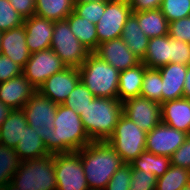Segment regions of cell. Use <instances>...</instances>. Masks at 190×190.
<instances>
[{"mask_svg":"<svg viewBox=\"0 0 190 190\" xmlns=\"http://www.w3.org/2000/svg\"><path fill=\"white\" fill-rule=\"evenodd\" d=\"M92 1H96V2H108L110 0H73L74 4L86 3V2H92Z\"/></svg>","mask_w":190,"mask_h":190,"instance_id":"cell-48","label":"cell"},{"mask_svg":"<svg viewBox=\"0 0 190 190\" xmlns=\"http://www.w3.org/2000/svg\"><path fill=\"white\" fill-rule=\"evenodd\" d=\"M12 110L0 101V126Z\"/></svg>","mask_w":190,"mask_h":190,"instance_id":"cell-46","label":"cell"},{"mask_svg":"<svg viewBox=\"0 0 190 190\" xmlns=\"http://www.w3.org/2000/svg\"><path fill=\"white\" fill-rule=\"evenodd\" d=\"M2 34H3V32H0V52H1V40H2Z\"/></svg>","mask_w":190,"mask_h":190,"instance_id":"cell-50","label":"cell"},{"mask_svg":"<svg viewBox=\"0 0 190 190\" xmlns=\"http://www.w3.org/2000/svg\"><path fill=\"white\" fill-rule=\"evenodd\" d=\"M23 73V68L0 53V83Z\"/></svg>","mask_w":190,"mask_h":190,"instance_id":"cell-41","label":"cell"},{"mask_svg":"<svg viewBox=\"0 0 190 190\" xmlns=\"http://www.w3.org/2000/svg\"><path fill=\"white\" fill-rule=\"evenodd\" d=\"M57 103L36 91L22 108L28 125L36 130L46 147V132L53 127L57 112Z\"/></svg>","mask_w":190,"mask_h":190,"instance_id":"cell-10","label":"cell"},{"mask_svg":"<svg viewBox=\"0 0 190 190\" xmlns=\"http://www.w3.org/2000/svg\"><path fill=\"white\" fill-rule=\"evenodd\" d=\"M11 182L19 190H56L54 154L22 161Z\"/></svg>","mask_w":190,"mask_h":190,"instance_id":"cell-5","label":"cell"},{"mask_svg":"<svg viewBox=\"0 0 190 190\" xmlns=\"http://www.w3.org/2000/svg\"><path fill=\"white\" fill-rule=\"evenodd\" d=\"M27 125L23 110H12L0 126V143L15 149Z\"/></svg>","mask_w":190,"mask_h":190,"instance_id":"cell-22","label":"cell"},{"mask_svg":"<svg viewBox=\"0 0 190 190\" xmlns=\"http://www.w3.org/2000/svg\"><path fill=\"white\" fill-rule=\"evenodd\" d=\"M141 62L153 69H159L171 63V37L164 35L150 38L146 54Z\"/></svg>","mask_w":190,"mask_h":190,"instance_id":"cell-23","label":"cell"},{"mask_svg":"<svg viewBox=\"0 0 190 190\" xmlns=\"http://www.w3.org/2000/svg\"><path fill=\"white\" fill-rule=\"evenodd\" d=\"M162 123L190 135V99L180 98L161 104Z\"/></svg>","mask_w":190,"mask_h":190,"instance_id":"cell-20","label":"cell"},{"mask_svg":"<svg viewBox=\"0 0 190 190\" xmlns=\"http://www.w3.org/2000/svg\"><path fill=\"white\" fill-rule=\"evenodd\" d=\"M94 98L93 94L80 81L64 101L63 105L71 108L80 115L81 111H84Z\"/></svg>","mask_w":190,"mask_h":190,"instance_id":"cell-33","label":"cell"},{"mask_svg":"<svg viewBox=\"0 0 190 190\" xmlns=\"http://www.w3.org/2000/svg\"><path fill=\"white\" fill-rule=\"evenodd\" d=\"M162 78V103L184 97V82L187 66L169 63L158 69Z\"/></svg>","mask_w":190,"mask_h":190,"instance_id":"cell-18","label":"cell"},{"mask_svg":"<svg viewBox=\"0 0 190 190\" xmlns=\"http://www.w3.org/2000/svg\"><path fill=\"white\" fill-rule=\"evenodd\" d=\"M130 164L132 169L151 172L159 178L171 166V158L144 151Z\"/></svg>","mask_w":190,"mask_h":190,"instance_id":"cell-29","label":"cell"},{"mask_svg":"<svg viewBox=\"0 0 190 190\" xmlns=\"http://www.w3.org/2000/svg\"><path fill=\"white\" fill-rule=\"evenodd\" d=\"M50 49L67 67L79 68L91 53L70 30L67 20L55 21Z\"/></svg>","mask_w":190,"mask_h":190,"instance_id":"cell-7","label":"cell"},{"mask_svg":"<svg viewBox=\"0 0 190 190\" xmlns=\"http://www.w3.org/2000/svg\"><path fill=\"white\" fill-rule=\"evenodd\" d=\"M131 176V164L124 163L111 177L104 190H129Z\"/></svg>","mask_w":190,"mask_h":190,"instance_id":"cell-38","label":"cell"},{"mask_svg":"<svg viewBox=\"0 0 190 190\" xmlns=\"http://www.w3.org/2000/svg\"><path fill=\"white\" fill-rule=\"evenodd\" d=\"M137 18L139 27L150 39L168 35V21L160 9L143 12H132Z\"/></svg>","mask_w":190,"mask_h":190,"instance_id":"cell-27","label":"cell"},{"mask_svg":"<svg viewBox=\"0 0 190 190\" xmlns=\"http://www.w3.org/2000/svg\"><path fill=\"white\" fill-rule=\"evenodd\" d=\"M0 190H19L17 186L11 181L5 184Z\"/></svg>","mask_w":190,"mask_h":190,"instance_id":"cell-47","label":"cell"},{"mask_svg":"<svg viewBox=\"0 0 190 190\" xmlns=\"http://www.w3.org/2000/svg\"><path fill=\"white\" fill-rule=\"evenodd\" d=\"M66 67L52 49H46L30 55L29 60L23 68V74L38 90L49 77L61 72Z\"/></svg>","mask_w":190,"mask_h":190,"instance_id":"cell-11","label":"cell"},{"mask_svg":"<svg viewBox=\"0 0 190 190\" xmlns=\"http://www.w3.org/2000/svg\"><path fill=\"white\" fill-rule=\"evenodd\" d=\"M78 69L81 81L94 97H118L120 71L94 52L89 54Z\"/></svg>","mask_w":190,"mask_h":190,"instance_id":"cell-4","label":"cell"},{"mask_svg":"<svg viewBox=\"0 0 190 190\" xmlns=\"http://www.w3.org/2000/svg\"><path fill=\"white\" fill-rule=\"evenodd\" d=\"M35 15L48 20H66L67 16L73 12V0H35Z\"/></svg>","mask_w":190,"mask_h":190,"instance_id":"cell-28","label":"cell"},{"mask_svg":"<svg viewBox=\"0 0 190 190\" xmlns=\"http://www.w3.org/2000/svg\"><path fill=\"white\" fill-rule=\"evenodd\" d=\"M106 141L126 164H130L146 151V132L124 114L121 115L113 134Z\"/></svg>","mask_w":190,"mask_h":190,"instance_id":"cell-6","label":"cell"},{"mask_svg":"<svg viewBox=\"0 0 190 190\" xmlns=\"http://www.w3.org/2000/svg\"><path fill=\"white\" fill-rule=\"evenodd\" d=\"M121 39L140 60L144 58L149 38L141 30L138 20L133 14L130 15L123 27Z\"/></svg>","mask_w":190,"mask_h":190,"instance_id":"cell-25","label":"cell"},{"mask_svg":"<svg viewBox=\"0 0 190 190\" xmlns=\"http://www.w3.org/2000/svg\"><path fill=\"white\" fill-rule=\"evenodd\" d=\"M171 165L190 170V135L171 156Z\"/></svg>","mask_w":190,"mask_h":190,"instance_id":"cell-42","label":"cell"},{"mask_svg":"<svg viewBox=\"0 0 190 190\" xmlns=\"http://www.w3.org/2000/svg\"><path fill=\"white\" fill-rule=\"evenodd\" d=\"M163 0H128L132 12L160 9Z\"/></svg>","mask_w":190,"mask_h":190,"instance_id":"cell-44","label":"cell"},{"mask_svg":"<svg viewBox=\"0 0 190 190\" xmlns=\"http://www.w3.org/2000/svg\"><path fill=\"white\" fill-rule=\"evenodd\" d=\"M89 189L104 190L124 162L107 141H92L79 151Z\"/></svg>","mask_w":190,"mask_h":190,"instance_id":"cell-2","label":"cell"},{"mask_svg":"<svg viewBox=\"0 0 190 190\" xmlns=\"http://www.w3.org/2000/svg\"><path fill=\"white\" fill-rule=\"evenodd\" d=\"M122 114L123 106L118 98L95 97L81 111L80 117L92 141H106L113 134Z\"/></svg>","mask_w":190,"mask_h":190,"instance_id":"cell-3","label":"cell"},{"mask_svg":"<svg viewBox=\"0 0 190 190\" xmlns=\"http://www.w3.org/2000/svg\"><path fill=\"white\" fill-rule=\"evenodd\" d=\"M36 91L22 73L0 83V101L11 110H20Z\"/></svg>","mask_w":190,"mask_h":190,"instance_id":"cell-16","label":"cell"},{"mask_svg":"<svg viewBox=\"0 0 190 190\" xmlns=\"http://www.w3.org/2000/svg\"><path fill=\"white\" fill-rule=\"evenodd\" d=\"M80 81L79 69L66 67L49 77L37 91L54 103L63 104Z\"/></svg>","mask_w":190,"mask_h":190,"instance_id":"cell-14","label":"cell"},{"mask_svg":"<svg viewBox=\"0 0 190 190\" xmlns=\"http://www.w3.org/2000/svg\"><path fill=\"white\" fill-rule=\"evenodd\" d=\"M123 114L146 133L162 123L161 104L146 97L136 96L122 102Z\"/></svg>","mask_w":190,"mask_h":190,"instance_id":"cell-12","label":"cell"},{"mask_svg":"<svg viewBox=\"0 0 190 190\" xmlns=\"http://www.w3.org/2000/svg\"><path fill=\"white\" fill-rule=\"evenodd\" d=\"M66 20L69 23L70 30L86 49L91 53L95 52L98 48L96 24L80 17L74 11L67 16Z\"/></svg>","mask_w":190,"mask_h":190,"instance_id":"cell-26","label":"cell"},{"mask_svg":"<svg viewBox=\"0 0 190 190\" xmlns=\"http://www.w3.org/2000/svg\"><path fill=\"white\" fill-rule=\"evenodd\" d=\"M56 190H88L79 152L55 153Z\"/></svg>","mask_w":190,"mask_h":190,"instance_id":"cell-8","label":"cell"},{"mask_svg":"<svg viewBox=\"0 0 190 190\" xmlns=\"http://www.w3.org/2000/svg\"><path fill=\"white\" fill-rule=\"evenodd\" d=\"M94 53L119 71L132 68L141 62L121 38L99 44Z\"/></svg>","mask_w":190,"mask_h":190,"instance_id":"cell-15","label":"cell"},{"mask_svg":"<svg viewBox=\"0 0 190 190\" xmlns=\"http://www.w3.org/2000/svg\"><path fill=\"white\" fill-rule=\"evenodd\" d=\"M15 151L22 161L42 158L50 154L40 135L29 125L24 128L22 138L15 147Z\"/></svg>","mask_w":190,"mask_h":190,"instance_id":"cell-24","label":"cell"},{"mask_svg":"<svg viewBox=\"0 0 190 190\" xmlns=\"http://www.w3.org/2000/svg\"><path fill=\"white\" fill-rule=\"evenodd\" d=\"M24 18L12 7L8 0H0V32L22 26Z\"/></svg>","mask_w":190,"mask_h":190,"instance_id":"cell-35","label":"cell"},{"mask_svg":"<svg viewBox=\"0 0 190 190\" xmlns=\"http://www.w3.org/2000/svg\"><path fill=\"white\" fill-rule=\"evenodd\" d=\"M105 7L106 2L92 1L74 4L73 11L80 17H83L84 19H87L88 21L97 24L105 11Z\"/></svg>","mask_w":190,"mask_h":190,"instance_id":"cell-36","label":"cell"},{"mask_svg":"<svg viewBox=\"0 0 190 190\" xmlns=\"http://www.w3.org/2000/svg\"><path fill=\"white\" fill-rule=\"evenodd\" d=\"M147 68L143 62H140L132 68L120 71L117 97L120 102L140 96L144 73Z\"/></svg>","mask_w":190,"mask_h":190,"instance_id":"cell-21","label":"cell"},{"mask_svg":"<svg viewBox=\"0 0 190 190\" xmlns=\"http://www.w3.org/2000/svg\"><path fill=\"white\" fill-rule=\"evenodd\" d=\"M22 160L14 148L0 143V188L11 181Z\"/></svg>","mask_w":190,"mask_h":190,"instance_id":"cell-31","label":"cell"},{"mask_svg":"<svg viewBox=\"0 0 190 190\" xmlns=\"http://www.w3.org/2000/svg\"><path fill=\"white\" fill-rule=\"evenodd\" d=\"M162 83L160 71L147 68L144 73L140 96L162 104Z\"/></svg>","mask_w":190,"mask_h":190,"instance_id":"cell-32","label":"cell"},{"mask_svg":"<svg viewBox=\"0 0 190 190\" xmlns=\"http://www.w3.org/2000/svg\"><path fill=\"white\" fill-rule=\"evenodd\" d=\"M12 7L24 18L35 15V0H8Z\"/></svg>","mask_w":190,"mask_h":190,"instance_id":"cell-43","label":"cell"},{"mask_svg":"<svg viewBox=\"0 0 190 190\" xmlns=\"http://www.w3.org/2000/svg\"><path fill=\"white\" fill-rule=\"evenodd\" d=\"M0 53L9 57L22 68L25 67L31 53L26 44V30L24 25L3 32Z\"/></svg>","mask_w":190,"mask_h":190,"instance_id":"cell-19","label":"cell"},{"mask_svg":"<svg viewBox=\"0 0 190 190\" xmlns=\"http://www.w3.org/2000/svg\"><path fill=\"white\" fill-rule=\"evenodd\" d=\"M184 98L190 99V65L187 66V74L184 82Z\"/></svg>","mask_w":190,"mask_h":190,"instance_id":"cell-45","label":"cell"},{"mask_svg":"<svg viewBox=\"0 0 190 190\" xmlns=\"http://www.w3.org/2000/svg\"><path fill=\"white\" fill-rule=\"evenodd\" d=\"M168 35L190 44V16L168 23Z\"/></svg>","mask_w":190,"mask_h":190,"instance_id":"cell-39","label":"cell"},{"mask_svg":"<svg viewBox=\"0 0 190 190\" xmlns=\"http://www.w3.org/2000/svg\"><path fill=\"white\" fill-rule=\"evenodd\" d=\"M132 14L128 0H110L96 24L98 46L112 39L121 38L123 27Z\"/></svg>","mask_w":190,"mask_h":190,"instance_id":"cell-9","label":"cell"},{"mask_svg":"<svg viewBox=\"0 0 190 190\" xmlns=\"http://www.w3.org/2000/svg\"><path fill=\"white\" fill-rule=\"evenodd\" d=\"M23 25L26 30V44L31 54L50 49L54 27L52 20L33 15L24 19Z\"/></svg>","mask_w":190,"mask_h":190,"instance_id":"cell-17","label":"cell"},{"mask_svg":"<svg viewBox=\"0 0 190 190\" xmlns=\"http://www.w3.org/2000/svg\"><path fill=\"white\" fill-rule=\"evenodd\" d=\"M190 184V170L171 165L169 169L157 178L155 190H181Z\"/></svg>","mask_w":190,"mask_h":190,"instance_id":"cell-30","label":"cell"},{"mask_svg":"<svg viewBox=\"0 0 190 190\" xmlns=\"http://www.w3.org/2000/svg\"><path fill=\"white\" fill-rule=\"evenodd\" d=\"M157 177L151 173L139 169H132L129 190H155Z\"/></svg>","mask_w":190,"mask_h":190,"instance_id":"cell-37","label":"cell"},{"mask_svg":"<svg viewBox=\"0 0 190 190\" xmlns=\"http://www.w3.org/2000/svg\"><path fill=\"white\" fill-rule=\"evenodd\" d=\"M188 136L184 131L161 123L146 133V151L171 158Z\"/></svg>","mask_w":190,"mask_h":190,"instance_id":"cell-13","label":"cell"},{"mask_svg":"<svg viewBox=\"0 0 190 190\" xmlns=\"http://www.w3.org/2000/svg\"><path fill=\"white\" fill-rule=\"evenodd\" d=\"M171 63L190 65V44L171 38Z\"/></svg>","mask_w":190,"mask_h":190,"instance_id":"cell-40","label":"cell"},{"mask_svg":"<svg viewBox=\"0 0 190 190\" xmlns=\"http://www.w3.org/2000/svg\"><path fill=\"white\" fill-rule=\"evenodd\" d=\"M181 190H190V184L184 186Z\"/></svg>","mask_w":190,"mask_h":190,"instance_id":"cell-49","label":"cell"},{"mask_svg":"<svg viewBox=\"0 0 190 190\" xmlns=\"http://www.w3.org/2000/svg\"><path fill=\"white\" fill-rule=\"evenodd\" d=\"M90 142L80 115L58 104L53 127L46 132L47 151L50 154L77 152Z\"/></svg>","mask_w":190,"mask_h":190,"instance_id":"cell-1","label":"cell"},{"mask_svg":"<svg viewBox=\"0 0 190 190\" xmlns=\"http://www.w3.org/2000/svg\"><path fill=\"white\" fill-rule=\"evenodd\" d=\"M160 10L170 23L190 16V0H163Z\"/></svg>","mask_w":190,"mask_h":190,"instance_id":"cell-34","label":"cell"}]
</instances>
